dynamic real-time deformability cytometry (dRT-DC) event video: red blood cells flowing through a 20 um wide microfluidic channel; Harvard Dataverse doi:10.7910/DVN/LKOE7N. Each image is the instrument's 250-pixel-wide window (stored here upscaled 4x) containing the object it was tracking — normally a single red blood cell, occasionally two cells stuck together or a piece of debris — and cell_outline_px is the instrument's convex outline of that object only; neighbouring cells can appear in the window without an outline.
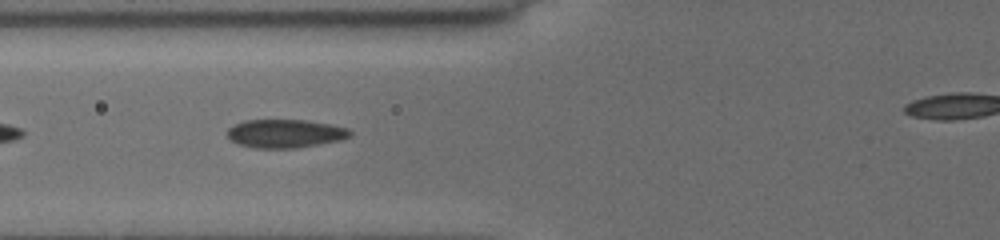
{"species": "common noctule bat (a hibernating species)", "species_latin": "Nyctalus noctula", "temperature_condition": "cold", "stored_images_in_passage": 33, "camera_frame_rate_fps": 3000, "um_per_image_px": 0.085, "animal": {"sex": "female", "body_mass_g": 19.5, "forearm_length_mm": 54.1}, "frame": {"image": 1, "passage_image": 8, "time_ms": 5.0, "image_size_px": [1000, 240], "cell_outline_px": [[352, 136], [340, 140], [320, 144], [296, 148], [256, 148], [240, 144], [232, 140], [224, 132], [228, 128], [244, 120], [308, 120], [332, 124], [348, 128], [352, 132]], "centroid_in_image_um": [24.27, 11.34], "position_along_channel_um": 101.5, "area_um2": 20.46}}
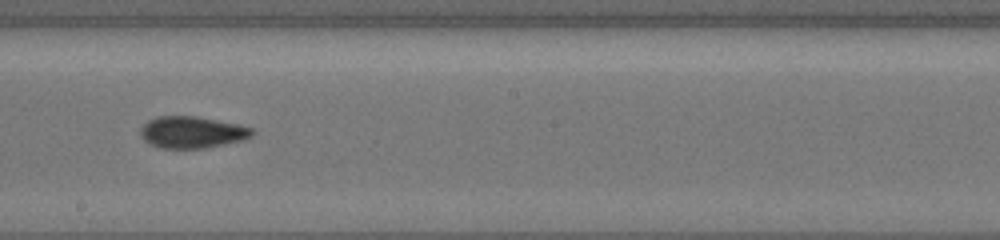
{"frame": {"image": 2, "passage_image": 17, "time_ms": 8.333, "image_size_px": [1000, 240], "cell_outline_px": [[256, 132], [252, 136], [244, 140], [204, 148], [160, 148], [148, 144], [140, 136], [140, 128], [148, 120], [156, 116], [196, 116], [240, 124], [256, 128]], "centroid_in_image_um": [16.35, 11.23], "position_along_channel_um": 231.8, "area_um2": 21.04}}
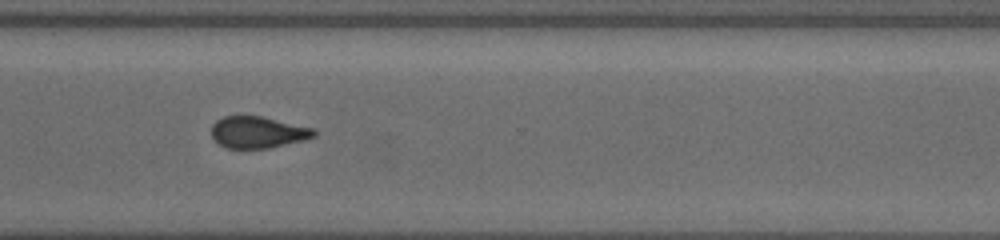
{"frame": {"image": 3, "passage_image": 28, "time_ms": 11.333, "image_size_px": [1000, 240], "cell_outline_px": [[316, 136], [304, 140], [268, 148], [228, 148], [220, 144], [212, 136], [212, 124], [216, 120], [224, 116], [260, 116], [312, 128], [316, 132]], "centroid_in_image_um": [21.9, 11.24], "position_along_channel_um": 348.7, "area_um2": 18.61}}